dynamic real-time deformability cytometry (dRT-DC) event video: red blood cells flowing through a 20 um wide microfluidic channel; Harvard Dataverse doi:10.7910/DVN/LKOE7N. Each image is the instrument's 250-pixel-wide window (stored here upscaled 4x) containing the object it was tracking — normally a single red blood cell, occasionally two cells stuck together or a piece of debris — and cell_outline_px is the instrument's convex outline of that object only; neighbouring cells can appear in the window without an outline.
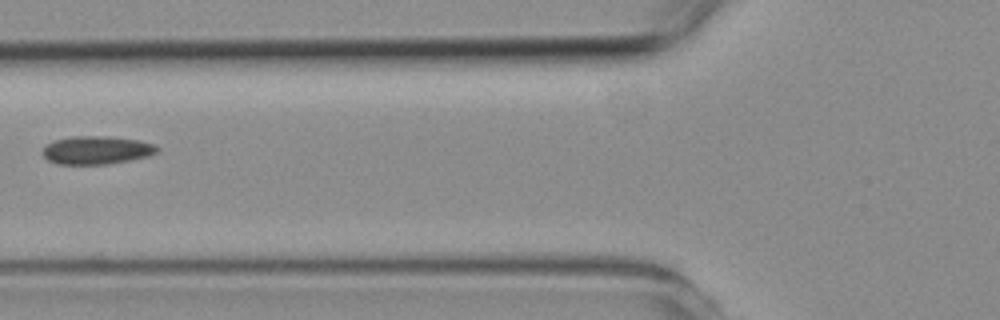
{"species": "common noctule bat (a hibernating species)", "species_latin": "Nyctalus noctula", "temperature_condition": "room temperature", "stored_images_in_passage": 4, "camera_frame_rate_fps": 3000, "um_per_image_px": 0.085, "animal": {"sex": "female", "body_mass_g": 19.3, "forearm_length_mm": 54.1}, "frame": {"image": 1, "passage_image": 3, "time_ms": 3.333, "image_size_px": [1000, 320], "cell_outline_px": [[160, 148], [156, 152], [148, 156], [108, 164], [56, 164], [48, 160], [40, 152], [48, 144], [56, 140], [72, 136], [108, 136], [136, 140], [152, 144]], "centroid_in_image_um": [8.17, 12.76], "position_along_channel_um": 117.6, "area_um2": 18.61}}
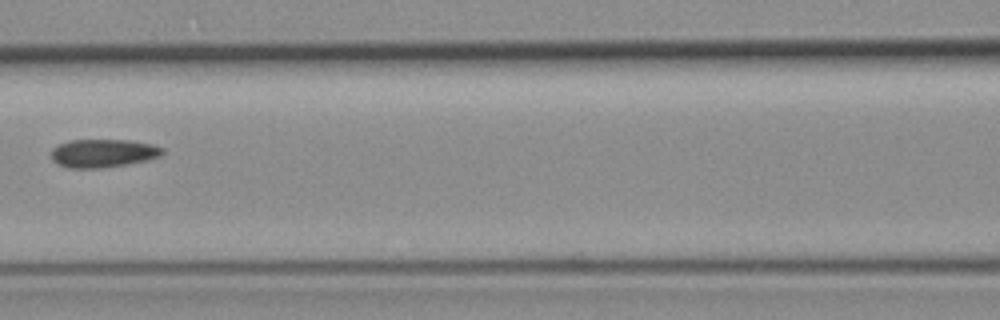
{"frame": {"image": 2, "passage_image": 4, "time_ms": 4.333, "image_size_px": [1000, 320], "cell_outline_px": [[164, 152], [160, 156], [148, 160], [128, 164], [104, 168], [68, 168], [56, 164], [52, 160], [52, 148], [68, 140], [128, 140], [152, 144], [164, 148]], "centroid_in_image_um": [8.76, 13.03], "position_along_channel_um": 157.8, "area_um2": 18.5}}